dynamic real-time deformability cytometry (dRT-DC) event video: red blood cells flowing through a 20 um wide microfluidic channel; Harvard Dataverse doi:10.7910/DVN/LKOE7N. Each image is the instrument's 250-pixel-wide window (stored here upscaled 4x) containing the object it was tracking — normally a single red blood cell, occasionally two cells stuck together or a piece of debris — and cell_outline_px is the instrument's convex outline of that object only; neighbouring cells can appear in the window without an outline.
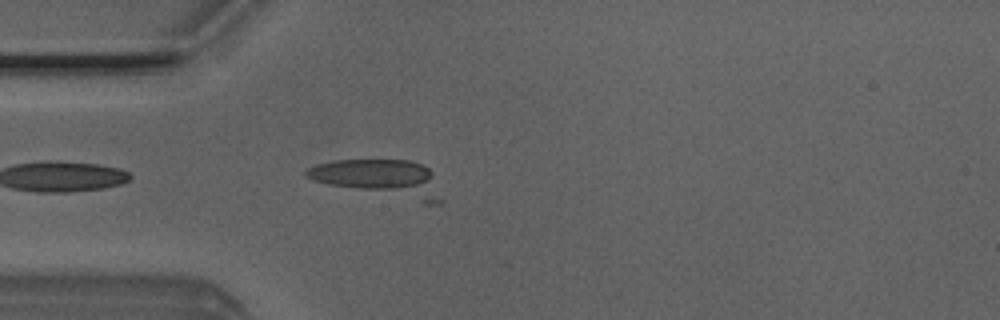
{"species": "Egyptian fruit bat (a non-hibernating species)", "species_latin": "Rousettus aegyptiacus", "temperature_condition": "room temperature", "stored_images_in_passage": 13, "camera_frame_rate_fps": 3000, "um_per_image_px": 0.085, "animal": {"sex": "male"}, "frame": {"image": 1, "passage_image": 4, "time_ms": 1.0, "image_size_px": [1000, 320], "cell_outline_px": [[444, 204], [420, 204], [328, 184], [312, 180], [304, 176], [304, 172], [308, 168], [316, 164], [332, 160], [408, 160], [424, 164], [432, 172], [444, 200]], "centroid_in_image_um": [32.39, 15.2], "position_along_channel_um": 52.6, "area_um2": 30.0}}